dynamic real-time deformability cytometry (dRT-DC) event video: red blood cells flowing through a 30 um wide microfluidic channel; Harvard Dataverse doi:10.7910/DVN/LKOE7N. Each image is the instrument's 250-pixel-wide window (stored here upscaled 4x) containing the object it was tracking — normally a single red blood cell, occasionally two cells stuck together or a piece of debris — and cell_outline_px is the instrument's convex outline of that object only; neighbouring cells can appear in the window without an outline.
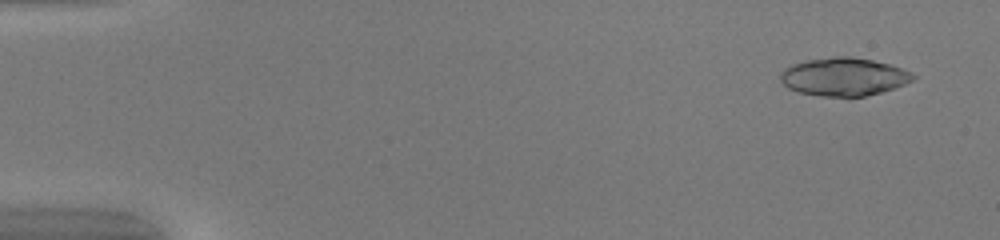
{"species": "common noctule bat (a hibernating species)", "species_latin": "Nyctalus noctula", "temperature_condition": "warm", "stored_images_in_passage": 49, "camera_frame_rate_fps": 3000, "um_per_image_px": 0.085, "animal": {"sex": "female", "body_mass_g": 20.0, "forearm_length_mm": 54.0}, "frame": {"image": 1, "passage_image": 3, "time_ms": 0.667, "image_size_px": [1000, 240], "cell_outline_px": [[916, 76], [912, 80], [904, 84], [880, 92], [864, 96], [820, 96], [796, 92], [788, 88], [780, 80], [780, 72], [784, 68], [792, 64], [804, 60], [832, 56], [852, 56], [872, 60], [888, 64], [912, 72]], "centroid_in_image_um": [71.66, 6.51], "position_along_channel_um": 13.3, "area_um2": 29.48}}
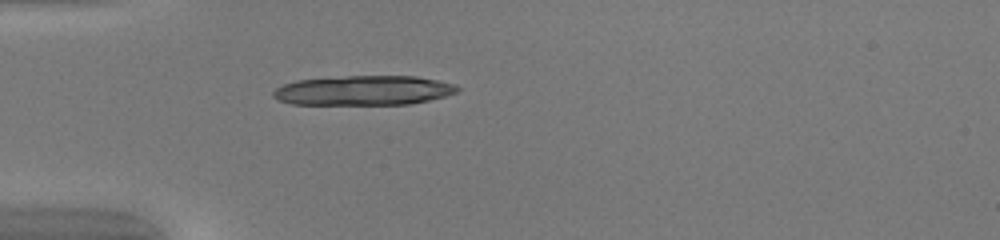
{"frame": {"image": 2, "passage_image": 15, "time_ms": 4.667, "image_size_px": [1000, 240], "cell_outline_px": [[460, 88], [456, 92], [444, 96], [428, 100], [408, 104], [292, 104], [276, 100], [272, 96], [272, 92], [276, 88], [284, 84], [296, 80], [348, 76], [416, 76], [456, 84]], "centroid_in_image_um": [30.87, 7.68], "position_along_channel_um": 54.1, "area_um2": 31.67}}